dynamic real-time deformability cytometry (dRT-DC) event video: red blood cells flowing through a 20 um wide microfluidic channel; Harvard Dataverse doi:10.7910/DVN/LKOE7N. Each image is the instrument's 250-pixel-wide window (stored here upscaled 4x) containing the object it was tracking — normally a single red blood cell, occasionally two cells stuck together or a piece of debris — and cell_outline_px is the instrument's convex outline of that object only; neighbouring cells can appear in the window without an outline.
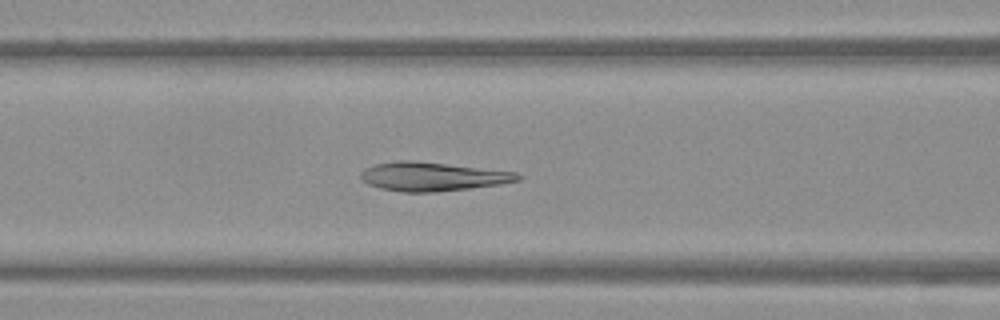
{"species": "Egyptian fruit bat (a non-hibernating species)", "species_latin": "Rousettus aegyptiacus", "temperature_condition": "warm", "stored_images_in_passage": 39, "camera_frame_rate_fps": 3000, "um_per_image_px": 0.085, "frame": {"image": 1, "passage_image": 8, "time_ms": 2.333, "image_size_px": [1000, 320], "cell_outline_px": [[524, 176], [520, 180], [500, 184], [436, 192], [404, 192], [380, 188], [368, 184], [360, 180], [360, 172], [364, 168], [376, 164], [396, 160], [412, 160], [516, 172]], "centroid_in_image_um": [36.72, 15.0], "position_along_channel_um": 129.9, "area_um2": 26.36}}
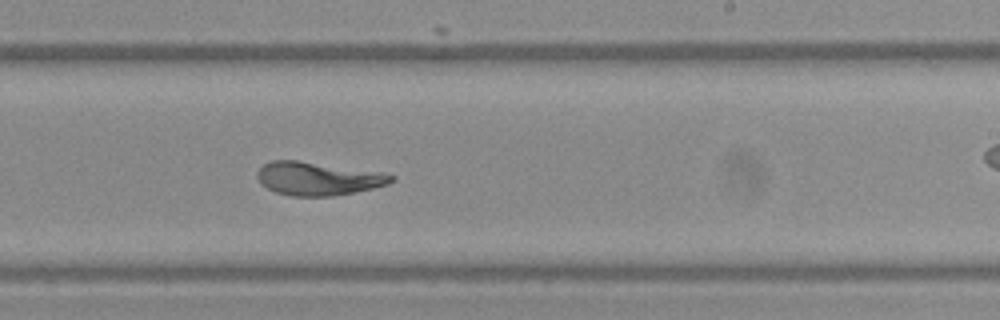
{"frame": {"image": 2, "passage_image": 18, "time_ms": 5.667, "image_size_px": [1000, 320], "cell_outline_px": [[396, 180], [388, 184], [372, 188], [332, 196], [292, 196], [276, 192], [260, 184], [256, 176], [256, 172], [264, 164], [272, 160], [296, 160], [384, 172], [396, 176]], "centroid_in_image_um": [27.03, 15.17], "position_along_channel_um": 262.0, "area_um2": 26.07}}
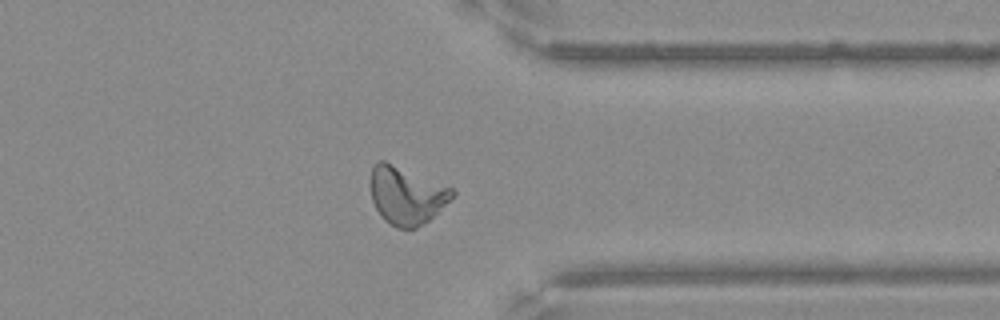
{"frame": {"image": 3, "passage_image": 27, "time_ms": 8.667, "image_size_px": [1000, 320], "cell_outline_px": [[456, 192], [428, 220], [416, 228], [396, 228], [384, 220], [380, 216], [372, 200], [368, 184], [372, 168], [376, 160], [384, 160], [452, 188]], "centroid_in_image_um": [34.46, 16.59], "position_along_channel_um": 376.9, "area_um2": 27.28}}